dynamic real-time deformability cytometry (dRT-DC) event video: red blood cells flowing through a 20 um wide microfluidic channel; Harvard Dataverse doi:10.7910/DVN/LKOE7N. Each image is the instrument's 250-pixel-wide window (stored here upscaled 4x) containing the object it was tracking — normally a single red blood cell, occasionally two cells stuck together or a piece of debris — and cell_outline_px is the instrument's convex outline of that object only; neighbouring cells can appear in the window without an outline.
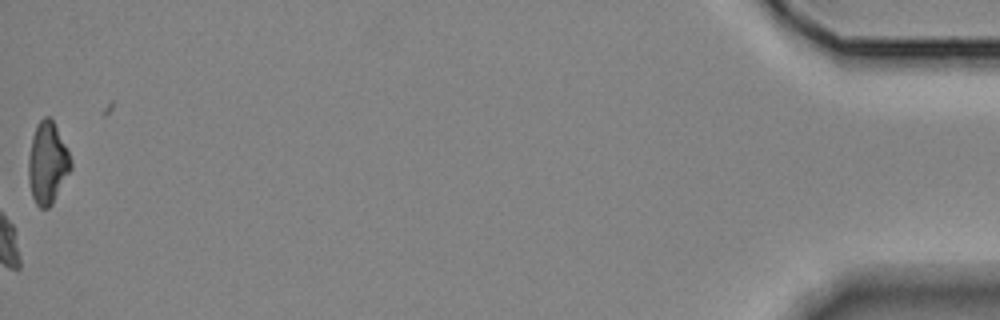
{"species": "Egyptian fruit bat (a non-hibernating species)", "species_latin": "Rousettus aegyptiacus", "temperature_condition": "room temperature", "stored_images_in_passage": 13, "camera_frame_rate_fps": 3000, "um_per_image_px": 0.085, "animal": {"sex": "female"}, "frame": {"image": 1, "passage_image": 13, "time_ms": 14.333, "image_size_px": [1000, 320], "cell_outline_px": [[72, 168], [52, 204], [48, 208], [40, 208], [36, 204], [32, 196], [28, 180], [28, 160], [32, 136], [36, 124], [44, 116], [48, 116], [52, 120], [72, 160]], "centroid_in_image_um": [4.02, 13.88], "position_along_channel_um": 431.2, "area_um2": 20.06}, "authors_computed_cell_mechanics": {"area_um2": 24.1604, "velocity_mm_per_s": 3.5527, "shape_relaxation_time_tau1_ms": 5.243, "shape_relaxation_time_tau2_ms": 2.5233, "deformation_change_tau1": 0.1529, "deformation_change_tau2": 0.0592}}